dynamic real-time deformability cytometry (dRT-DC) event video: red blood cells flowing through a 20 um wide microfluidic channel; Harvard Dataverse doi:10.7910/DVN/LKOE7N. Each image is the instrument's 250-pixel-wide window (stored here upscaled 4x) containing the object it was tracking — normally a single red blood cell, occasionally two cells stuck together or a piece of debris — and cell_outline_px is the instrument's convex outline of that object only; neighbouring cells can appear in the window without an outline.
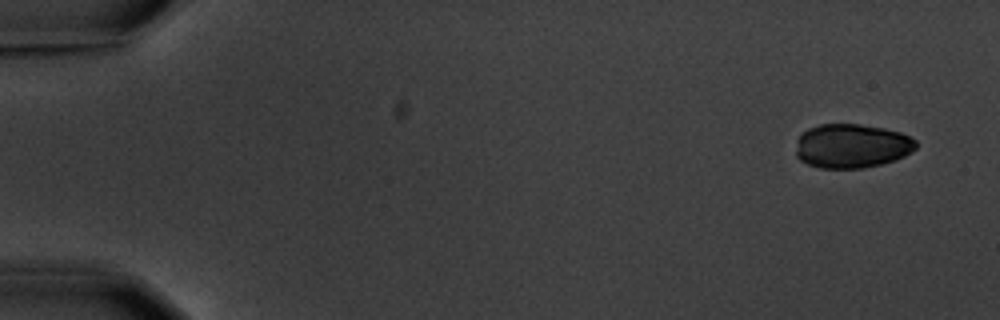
{"species": "common noctule bat (a hibernating species)", "species_latin": "Nyctalus noctula", "temperature_condition": "warm", "stored_images_in_passage": 6, "camera_frame_rate_fps": 3000, "um_per_image_px": 0.085, "animal": {"sex": "male", "body_mass_g": 20.1, "forearm_length_mm": 53.5}, "frame": {"image": 1, "passage_image": 1, "time_ms": 0.0, "image_size_px": [1000, 320], "cell_outline_px": [[916, 148], [912, 152], [896, 160], [864, 168], [820, 168], [808, 164], [800, 160], [796, 156], [796, 140], [808, 128], [820, 124], [860, 124], [884, 128], [900, 132], [916, 140]], "centroid_in_image_um": [72.4, 12.41], "position_along_channel_um": 12.6, "area_um2": 31.04}}